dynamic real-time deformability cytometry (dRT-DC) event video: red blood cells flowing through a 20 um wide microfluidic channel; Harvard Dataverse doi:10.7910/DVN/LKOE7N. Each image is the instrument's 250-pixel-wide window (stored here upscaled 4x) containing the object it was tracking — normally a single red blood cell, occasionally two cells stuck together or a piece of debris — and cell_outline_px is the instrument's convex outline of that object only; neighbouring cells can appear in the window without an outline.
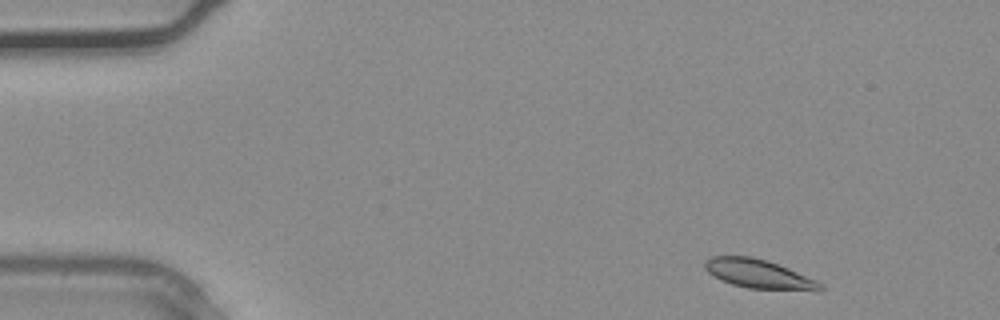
{"species": "common noctule bat (a hibernating species)", "species_latin": "Nyctalus noctula", "temperature_condition": "warm", "stored_images_in_passage": 34, "camera_frame_rate_fps": 3000, "um_per_image_px": 0.085, "animal": {"sex": "male", "body_mass_g": 20.4}, "frame": {"image": 1, "passage_image": 2, "time_ms": 0.333, "image_size_px": [1000, 320], "cell_outline_px": [[824, 288], [820, 292], [748, 288], [732, 284], [720, 280], [708, 272], [704, 268], [704, 260], [712, 256], [752, 256], [768, 260], [788, 268], [816, 280], [824, 284]], "centroid_in_image_um": [64.54, 23.3], "position_along_channel_um": 20.5, "area_um2": 19.88}}
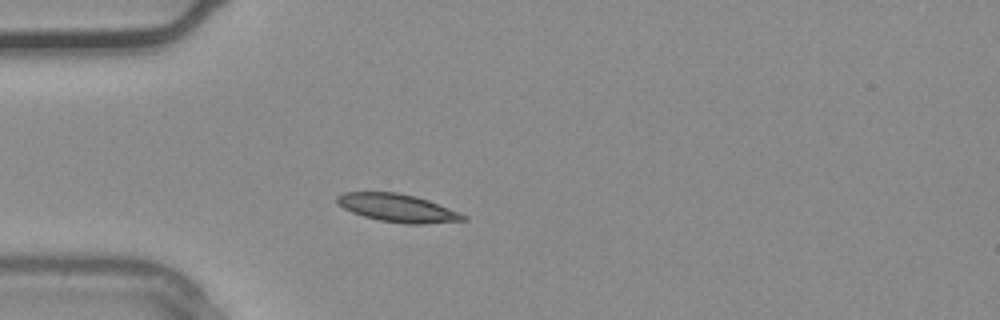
{"frame": {"image": 2, "passage_image": 8, "time_ms": 2.333, "image_size_px": [1000, 320], "cell_outline_px": [[468, 220], [424, 224], [404, 224], [380, 220], [364, 216], [352, 212], [344, 208], [336, 200], [336, 196], [344, 192], [396, 192], [416, 196], [428, 200], [460, 212], [468, 216]], "centroid_in_image_um": [33.84, 17.68], "position_along_channel_um": 51.2, "area_um2": 20.58}}
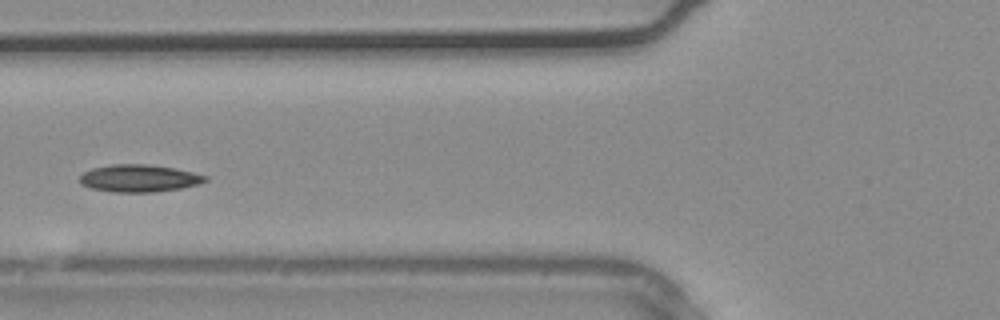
{"frame": {"image": 3, "passage_image": 12, "time_ms": 3.667, "image_size_px": [1000, 320], "cell_outline_px": [[208, 180], [200, 184], [180, 188], [152, 192], [112, 192], [88, 188], [80, 184], [80, 176], [84, 172], [92, 168], [112, 164], [148, 164], [176, 168], [208, 176]], "centroid_in_image_um": [11.81, 15.15], "position_along_channel_um": 114.0, "area_um2": 20.17}}